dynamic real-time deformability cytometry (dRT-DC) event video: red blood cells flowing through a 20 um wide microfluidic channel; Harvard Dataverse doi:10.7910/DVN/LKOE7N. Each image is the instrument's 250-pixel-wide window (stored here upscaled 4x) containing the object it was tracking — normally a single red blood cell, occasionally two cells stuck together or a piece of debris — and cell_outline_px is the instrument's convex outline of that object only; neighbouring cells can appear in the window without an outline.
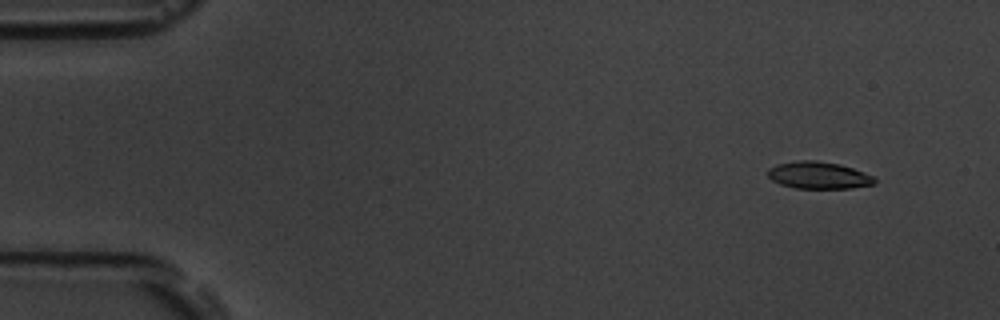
{"species": "common noctule bat (a hibernating species)", "species_latin": "Nyctalus noctula", "temperature_condition": "room temperature", "stored_images_in_passage": 51, "camera_frame_rate_fps": 3000, "um_per_image_px": 0.085, "animal": {"sex": "male", "body_mass_g": 19.5, "forearm_length_mm": 54.6}, "frame": {"image": 1, "passage_image": 1, "time_ms": 0.0, "image_size_px": [1000, 320], "cell_outline_px": [[876, 184], [852, 188], [796, 188], [780, 184], [772, 180], [768, 176], [768, 168], [776, 164], [796, 160], [816, 160], [840, 164], [852, 168], [872, 176], [876, 180]], "centroid_in_image_um": [69.56, 14.89], "position_along_channel_um": 15.4, "area_um2": 16.88}}
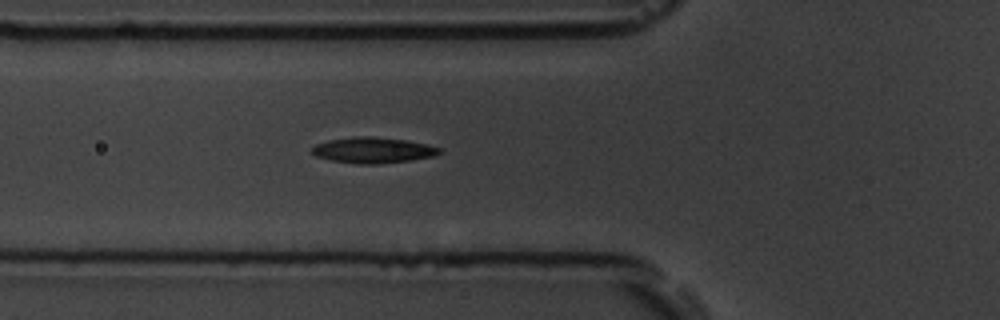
{"frame": {"image": 2, "passage_image": 16, "time_ms": 5.0, "image_size_px": [1000, 320], "cell_outline_px": [[440, 152], [436, 156], [412, 160], [380, 164], [360, 164], [332, 160], [316, 156], [312, 152], [312, 148], [316, 144], [328, 140], [356, 136], [372, 136], [408, 140], [428, 144], [440, 148]], "centroid_in_image_um": [31.74, 12.76], "position_along_channel_um": 94.1, "area_um2": 19.25}}
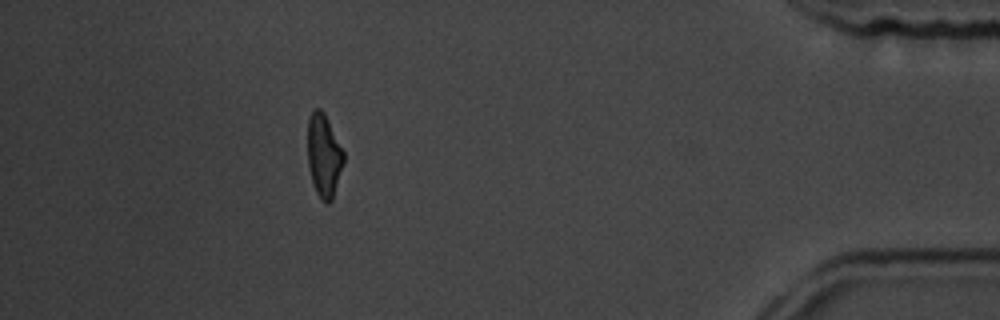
{"frame": {"image": 3, "passage_image": 45, "time_ms": 14.667, "image_size_px": [1000, 320], "cell_outline_px": [[344, 164], [332, 200], [328, 204], [324, 204], [320, 200], [316, 192], [312, 180], [308, 164], [308, 120], [312, 108], [320, 108], [324, 112], [344, 152]], "centroid_in_image_um": [27.53, 13.23], "position_along_channel_um": 407.7, "area_um2": 17.57}, "authors_computed_cell_mechanics": {"area_um2": 18.4382, "velocity_mm_per_s": 3.7853, "shape_relaxation_time_tau1_ms": 4.1929, "shape_relaxation_time_tau2_ms": 2.3836, "deformation_change_tau1": 0.1506, "deformation_change_tau2": 0.1016}}